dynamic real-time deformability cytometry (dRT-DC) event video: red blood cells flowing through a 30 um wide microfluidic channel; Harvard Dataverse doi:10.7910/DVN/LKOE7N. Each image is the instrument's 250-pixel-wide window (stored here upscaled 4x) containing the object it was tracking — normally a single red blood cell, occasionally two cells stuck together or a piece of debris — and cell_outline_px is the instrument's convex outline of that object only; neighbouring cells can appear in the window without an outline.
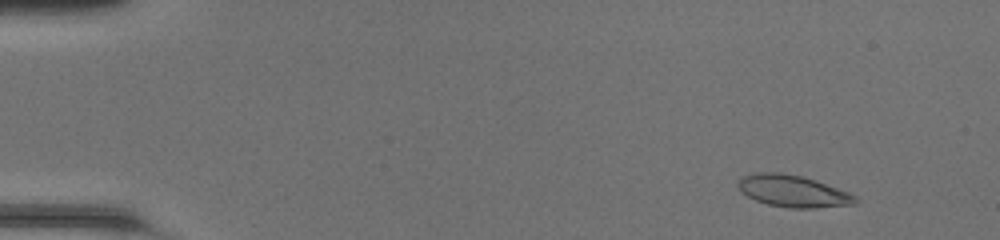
{"species": "common noctule bat (a hibernating species)", "species_latin": "Nyctalus noctula", "temperature_condition": "room temperature", "stored_images_in_passage": 49, "camera_frame_rate_fps": 3000, "um_per_image_px": 0.085, "animal": {"sex": "female", "body_mass_g": 20.0, "forearm_length_mm": 54.0}, "frame": {"image": 1, "passage_image": 5, "time_ms": 1.333, "image_size_px": [1000, 240], "cell_outline_px": [[856, 200], [848, 204], [812, 208], [792, 208], [768, 204], [756, 200], [748, 196], [736, 184], [744, 176], [760, 172], [776, 172], [800, 176], [848, 192], [856, 196]], "centroid_in_image_um": [67.35, 16.24], "position_along_channel_um": 17.7, "area_um2": 20.87}}
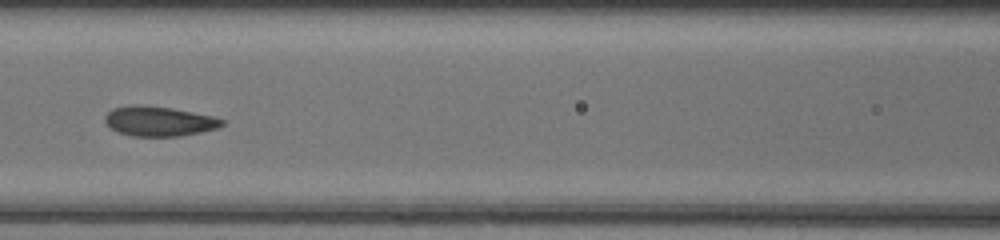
{"frame": {"image": 2, "passage_image": 23, "time_ms": 7.333, "image_size_px": [1000, 240], "cell_outline_px": [[224, 124], [216, 128], [200, 132], [180, 136], [132, 136], [120, 132], [112, 128], [104, 120], [104, 116], [112, 108], [132, 104], [140, 104], [172, 108], [212, 116], [224, 120]], "centroid_in_image_um": [13.49, 10.29], "position_along_channel_um": 153.1, "area_um2": 20.23}}
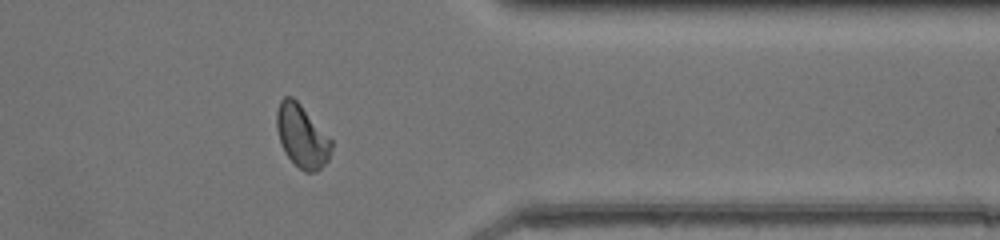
{"frame": {"image": 3, "passage_image": 40, "time_ms": 13.0, "image_size_px": [1000, 240], "cell_outline_px": [[332, 148], [328, 160], [316, 172], [304, 172], [284, 152], [276, 128], [276, 112], [280, 100], [284, 96], [292, 96], [300, 104], [332, 140]], "centroid_in_image_um": [25.65, 11.56], "position_along_channel_um": 385.7, "area_um2": 19.83}, "authors_computed_cell_mechanics": {"area_um2": 19.9988, "velocity_mm_per_s": 4.2877, "shape_relaxation_time_tau1_ms": 4.2338, "shape_relaxation_time_tau2_ms": 0.7775, "deformation_change_tau1": 0.1347, "deformation_change_tau2": 0.0481}}